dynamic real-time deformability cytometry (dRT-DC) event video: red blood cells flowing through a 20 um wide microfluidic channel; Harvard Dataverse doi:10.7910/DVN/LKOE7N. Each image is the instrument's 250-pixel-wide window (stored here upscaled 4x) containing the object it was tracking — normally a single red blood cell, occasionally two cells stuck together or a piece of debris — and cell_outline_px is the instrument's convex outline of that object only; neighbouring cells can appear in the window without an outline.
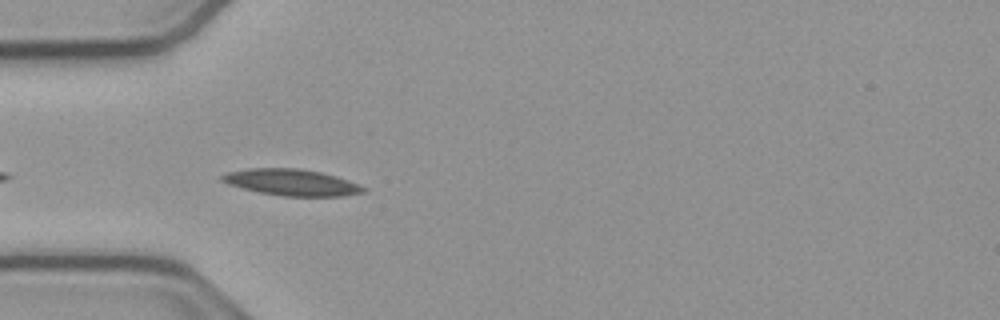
{"species": "common noctule bat (a hibernating species)", "species_latin": "Nyctalus noctula", "temperature_condition": "cold", "stored_images_in_passage": 13, "camera_frame_rate_fps": 3000, "um_per_image_px": 0.085, "animal": {"sex": "male", "body_mass_g": 23.1, "forearm_length_mm": 52.7}, "frame": {"image": 1, "passage_image": 3, "time_ms": 0.667, "image_size_px": [1000, 320], "cell_outline_px": [[368, 188], [364, 192], [344, 196], [284, 196], [260, 192], [228, 184], [220, 180], [220, 176], [228, 172], [248, 168], [300, 168], [320, 172], [336, 176], [348, 180]], "centroid_in_image_um": [24.8, 15.5], "position_along_channel_um": 60.2, "area_um2": 21.68}}
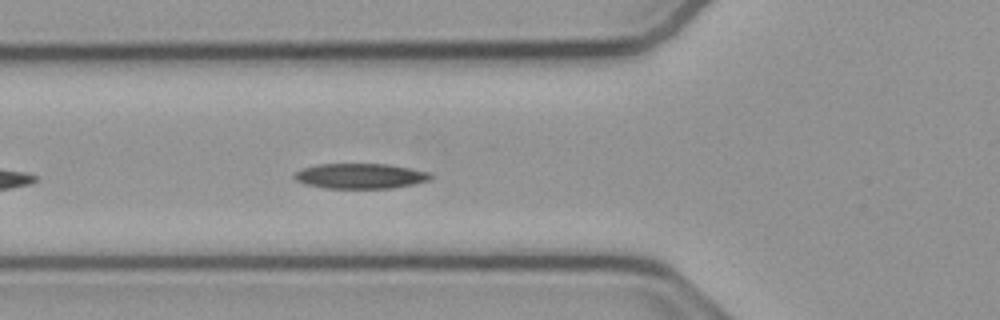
{"frame": {"image": 2, "passage_image": 6, "time_ms": 1.667, "image_size_px": [1000, 320], "cell_outline_px": [[436, 176], [432, 180], [416, 184], [392, 188], [324, 188], [304, 184], [296, 180], [292, 176], [300, 168], [316, 164], [388, 164], [412, 168], [432, 172]], "centroid_in_image_um": [30.69, 14.96], "position_along_channel_um": 95.1, "area_um2": 20.52}}
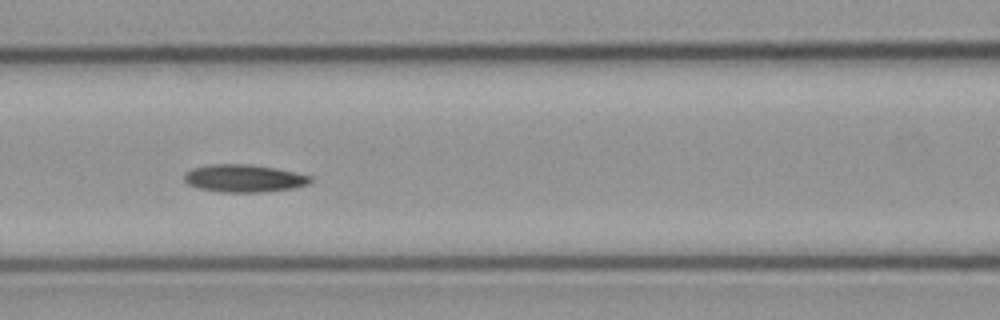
{"frame": {"image": 3, "passage_image": 10, "time_ms": 3.0, "image_size_px": [1000, 320], "cell_outline_px": [[316, 180], [308, 184], [292, 188], [260, 192], [220, 192], [196, 188], [188, 184], [184, 180], [184, 176], [192, 168], [208, 164], [248, 164], [276, 168], [296, 172], [312, 176]], "centroid_in_image_um": [20.76, 15.15], "position_along_channel_um": 145.8, "area_um2": 20.46}}